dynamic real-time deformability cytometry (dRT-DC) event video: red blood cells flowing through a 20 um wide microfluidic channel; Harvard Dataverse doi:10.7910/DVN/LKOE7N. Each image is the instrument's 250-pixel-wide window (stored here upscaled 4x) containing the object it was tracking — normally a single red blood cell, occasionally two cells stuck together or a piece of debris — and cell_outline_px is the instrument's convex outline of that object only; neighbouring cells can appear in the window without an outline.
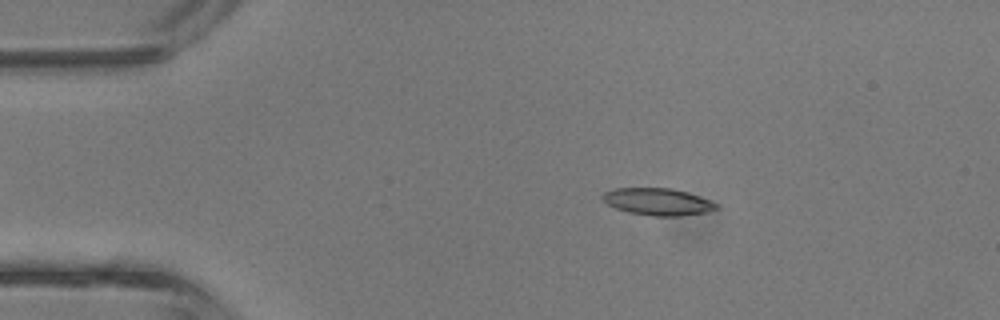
{"species": "common noctule bat (a hibernating species)", "species_latin": "Nyctalus noctula", "temperature_condition": "room temperature", "stored_images_in_passage": 38, "camera_frame_rate_fps": 3000, "um_per_image_px": 0.085, "animal": {"sex": "male", "body_mass_g": 13.3}, "frame": {"image": 1, "passage_image": 4, "time_ms": 1.0, "image_size_px": [1000, 320], "cell_outline_px": [[720, 208], [704, 212], [680, 216], [652, 216], [628, 212], [616, 208], [608, 204], [600, 196], [604, 192], [612, 188], [672, 188], [688, 192], [720, 204]], "centroid_in_image_um": [55.92, 17.14], "position_along_channel_um": 29.1, "area_um2": 18.03}}
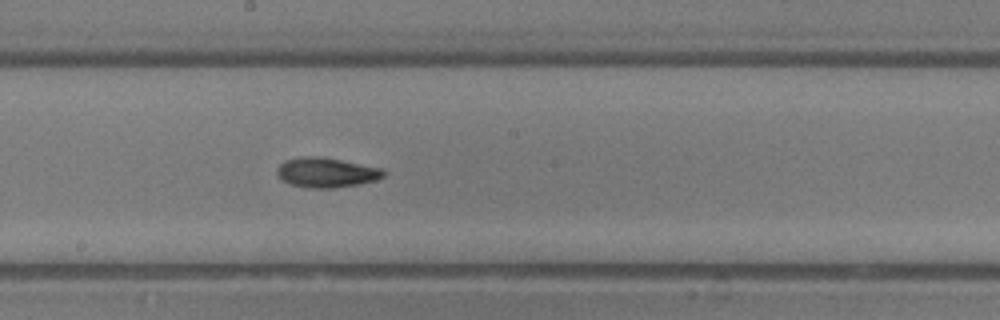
{"frame": {"image": 2, "passage_image": 19, "time_ms": 6.0, "image_size_px": [1000, 320], "cell_outline_px": [[388, 172], [384, 176], [376, 180], [360, 184], [332, 188], [312, 188], [292, 184], [284, 180], [276, 172], [276, 168], [284, 160], [304, 156], [320, 156], [384, 168]], "centroid_in_image_um": [27.8, 14.65], "position_along_channel_um": 220.4, "area_um2": 18.55}}
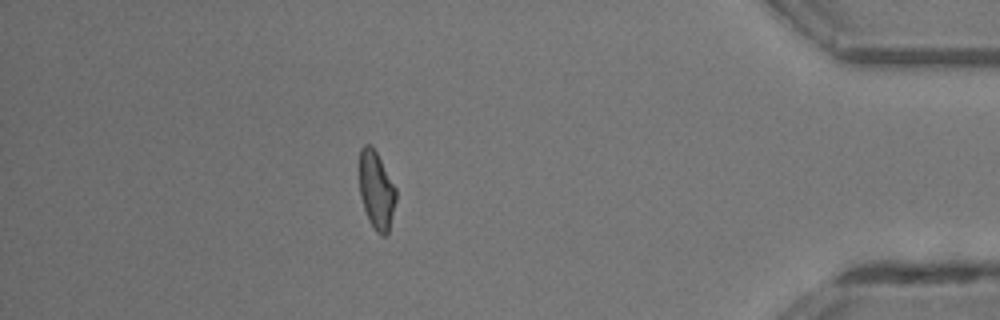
{"frame": {"image": 3, "passage_image": 33, "time_ms": 10.667, "image_size_px": [1000, 320], "cell_outline_px": [[396, 200], [388, 232], [384, 236], [376, 232], [368, 220], [360, 196], [360, 148], [364, 144], [372, 144], [396, 188]], "centroid_in_image_um": [31.99, 16.16], "position_along_channel_um": 403.2, "area_um2": 16.53}, "authors_computed_cell_mechanics": {"area_um2": 17.6001, "velocity_mm_per_s": 4.9292, "shape_relaxation_time_tau1_ms": 6.0004, "shape_relaxation_time_tau2_ms": null, "deformation_change_tau1": 0.2005, "deformation_change_tau2": null}}